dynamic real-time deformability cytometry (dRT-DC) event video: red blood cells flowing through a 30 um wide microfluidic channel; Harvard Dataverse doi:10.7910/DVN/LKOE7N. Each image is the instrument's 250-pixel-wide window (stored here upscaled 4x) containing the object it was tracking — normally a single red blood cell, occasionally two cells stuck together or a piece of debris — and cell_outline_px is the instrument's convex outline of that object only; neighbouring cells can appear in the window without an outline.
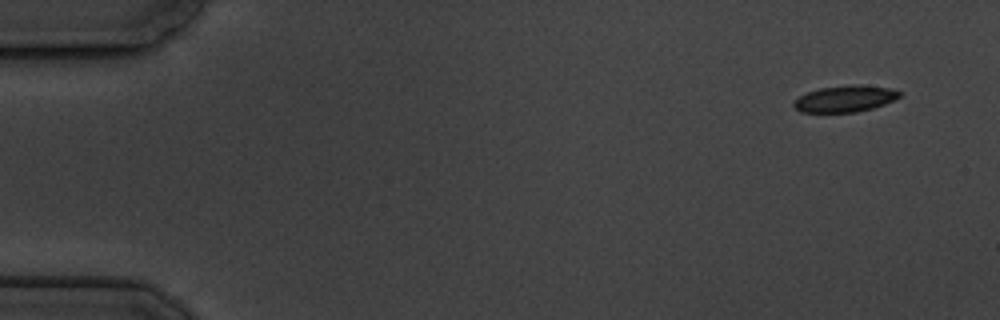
{"species": "common noctule bat (a hibernating species)", "species_latin": "Nyctalus noctula", "temperature_condition": "cold", "stored_images_in_passage": 4, "camera_frame_rate_fps": 3000, "um_per_image_px": 0.085, "animal": {"sex": "male", "body_mass_g": 19.5, "forearm_length_mm": 54.6}, "frame": {"image": 1, "passage_image": 1, "time_ms": 0.0, "image_size_px": [1000, 320], "cell_outline_px": [[900, 96], [884, 104], [872, 108], [856, 112], [800, 112], [792, 104], [800, 96], [808, 92], [820, 88], [856, 84], [860, 84], [888, 88], [900, 92]], "centroid_in_image_um": [71.81, 8.39], "position_along_channel_um": 13.2, "area_um2": 16.01}}
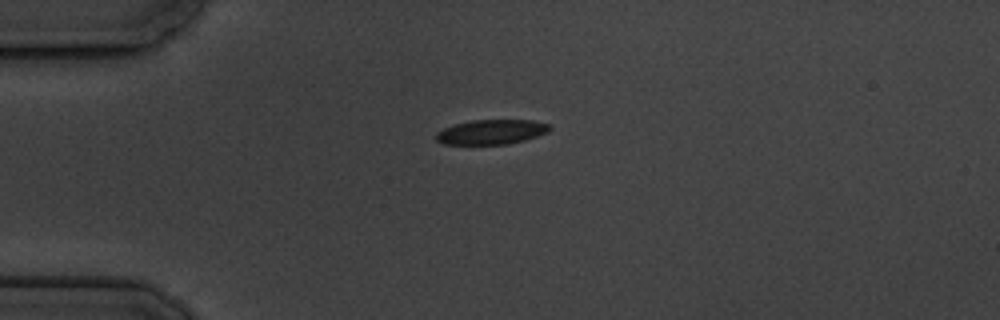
{"frame": {"image": 2, "passage_image": 4, "time_ms": 3.667, "image_size_px": [1000, 320], "cell_outline_px": [[552, 128], [548, 132], [524, 140], [508, 144], [444, 144], [436, 140], [436, 132], [452, 124], [472, 120], [532, 120], [548, 124]], "centroid_in_image_um": [41.75, 11.21], "position_along_channel_um": 43.3, "area_um2": 16.36}}